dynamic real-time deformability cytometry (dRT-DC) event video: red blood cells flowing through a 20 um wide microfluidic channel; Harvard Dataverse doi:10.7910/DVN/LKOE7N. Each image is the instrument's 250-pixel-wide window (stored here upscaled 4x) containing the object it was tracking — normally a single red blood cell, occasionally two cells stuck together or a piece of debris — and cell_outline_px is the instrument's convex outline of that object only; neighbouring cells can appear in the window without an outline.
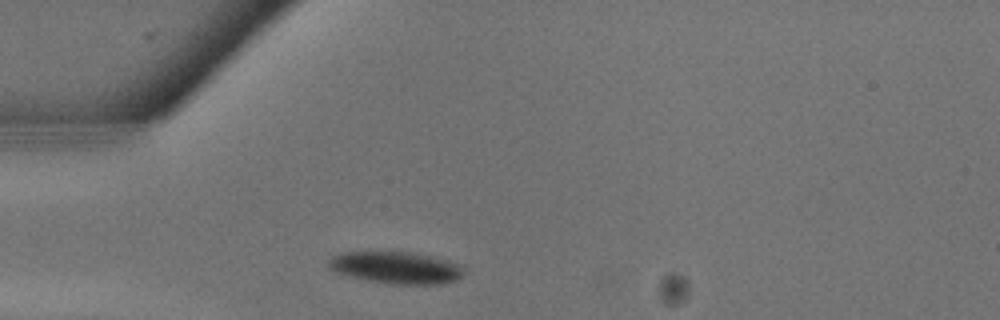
{"species": "common noctule bat (a hibernating species)", "species_latin": "Nyctalus noctula", "temperature_condition": "warm", "stored_images_in_passage": 6, "camera_frame_rate_fps": 3000, "um_per_image_px": 0.085, "animal": {"sex": "male", "body_mass_g": 13.3}, "frame": {"image": 1, "passage_image": 2, "time_ms": 0.333, "image_size_px": [1000, 320], "cell_outline_px": [[464, 276], [456, 280], [444, 284], [388, 284], [364, 280], [344, 276], [328, 268], [328, 260], [332, 256], [344, 252], [408, 252], [448, 260], [464, 268]], "centroid_in_image_um": [33.63, 22.77], "position_along_channel_um": 51.4, "area_um2": 25.43}}
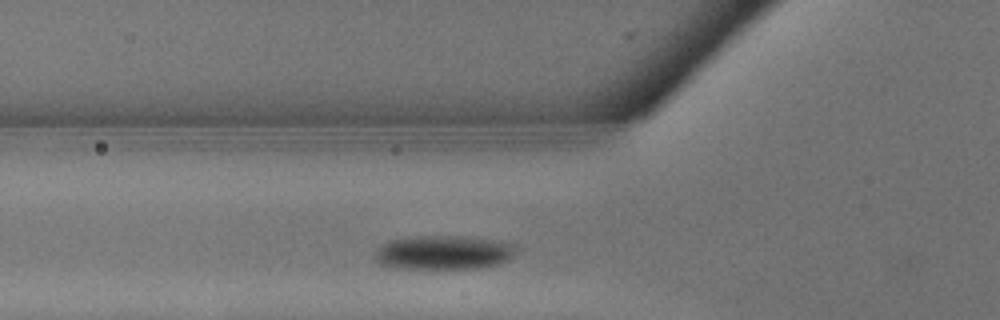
{"frame": {"image": 2, "passage_image": 4, "time_ms": 1.0, "image_size_px": [1000, 320], "cell_outline_px": [[512, 256], [508, 260], [496, 264], [480, 268], [404, 268], [384, 264], [376, 260], [376, 248], [392, 240], [416, 236], [464, 236], [492, 240], [512, 244]], "centroid_in_image_um": [37.69, 21.45], "position_along_channel_um": 88.1, "area_um2": 27.22}}
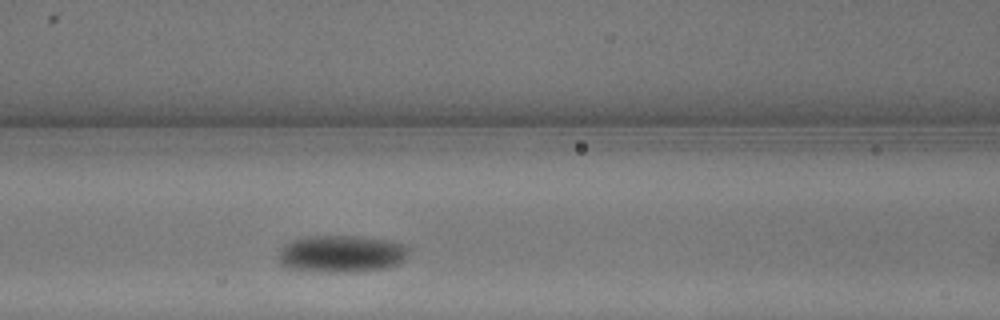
{"frame": {"image": 3, "passage_image": 6, "time_ms": 1.667, "image_size_px": [1000, 320], "cell_outline_px": [[408, 252], [404, 260], [396, 264], [384, 268], [356, 272], [324, 272], [288, 268], [280, 264], [280, 248], [284, 244], [292, 240], [308, 236], [356, 236], [384, 240], [408, 244]], "centroid_in_image_um": [29.02, 21.57], "position_along_channel_um": 137.6, "area_um2": 28.15}}